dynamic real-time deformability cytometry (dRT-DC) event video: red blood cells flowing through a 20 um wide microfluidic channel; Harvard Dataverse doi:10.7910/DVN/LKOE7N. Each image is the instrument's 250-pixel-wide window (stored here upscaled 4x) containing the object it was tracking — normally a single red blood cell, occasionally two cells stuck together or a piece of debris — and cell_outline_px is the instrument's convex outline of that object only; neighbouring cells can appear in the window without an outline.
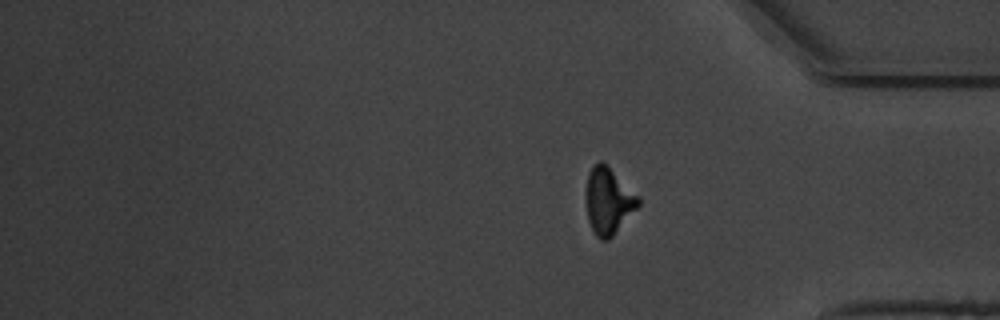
{"species": "common noctule bat (a hibernating species)", "species_latin": "Nyctalus noctula", "temperature_condition": "warm", "stored_images_in_passage": 14, "segment_of_instrument_passage": [2, 2], "camera_frame_rate_fps": 3000, "um_per_image_px": 0.085, "animal": {"sex": "male", "body_mass_g": 19.5, "forearm_length_mm": 54.6}, "frame": {"image": 1, "passage_image": 14, "time_ms": 16.0, "image_size_px": [1000, 320], "cell_outline_px": [[640, 204], [612, 236], [608, 240], [600, 240], [596, 236], [588, 220], [584, 192], [588, 172], [600, 160], [604, 160], [640, 196]], "centroid_in_image_um": [51.7, 17.02], "position_along_channel_um": 383.5, "area_um2": 20.69}}